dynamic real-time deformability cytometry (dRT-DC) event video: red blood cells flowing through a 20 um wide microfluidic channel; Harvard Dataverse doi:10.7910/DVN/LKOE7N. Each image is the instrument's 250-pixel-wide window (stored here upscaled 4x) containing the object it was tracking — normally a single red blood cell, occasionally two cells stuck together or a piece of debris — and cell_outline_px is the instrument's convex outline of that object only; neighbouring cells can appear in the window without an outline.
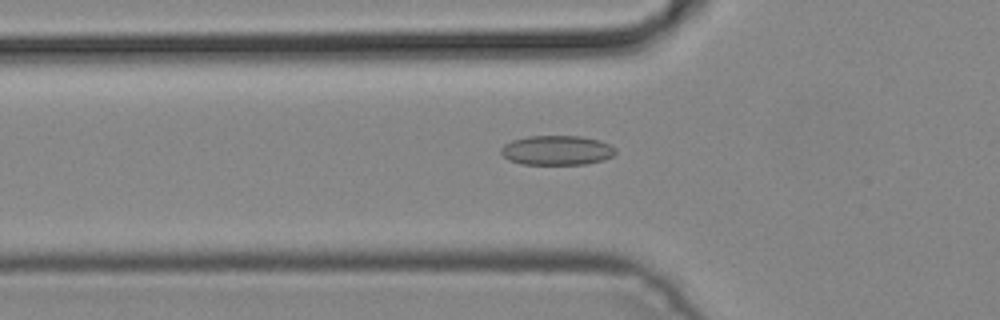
{"species": "common noctule bat (a hibernating species)", "species_latin": "Nyctalus noctula", "temperature_condition": "cold", "stored_images_in_passage": 34, "camera_frame_rate_fps": 3000, "um_per_image_px": 0.085, "animal": {"sex": "male", "body_mass_g": 19.2, "forearm_length_mm": 51.8}, "frame": {"image": 1, "passage_image": 2, "time_ms": 0.333, "image_size_px": [1000, 320], "cell_outline_px": [[616, 152], [612, 156], [604, 160], [584, 164], [520, 164], [508, 160], [500, 152], [500, 148], [504, 144], [512, 140], [528, 136], [580, 136], [600, 140], [616, 148]], "centroid_in_image_um": [47.32, 12.77], "position_along_channel_um": 78.5, "area_um2": 19.83}}
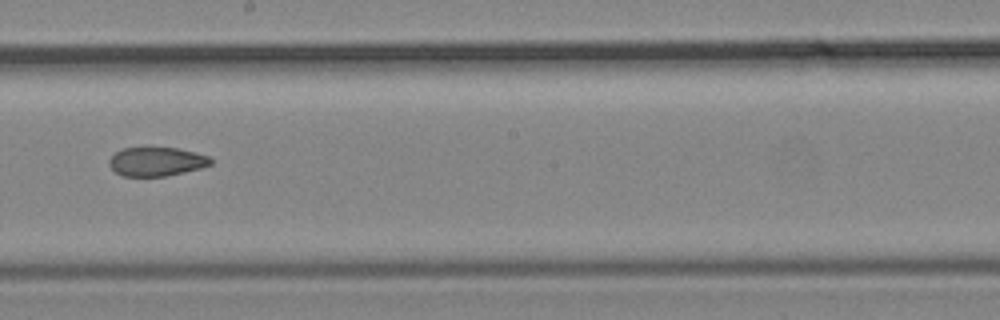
{"frame": {"image": 2, "passage_image": 13, "time_ms": 4.0, "image_size_px": [1000, 320], "cell_outline_px": [[212, 164], [200, 168], [168, 176], [124, 176], [116, 172], [108, 164], [108, 160], [120, 148], [144, 144], [176, 148], [196, 152], [208, 156], [212, 160]], "centroid_in_image_um": [13.26, 13.68], "position_along_channel_um": 234.9, "area_um2": 17.86}}
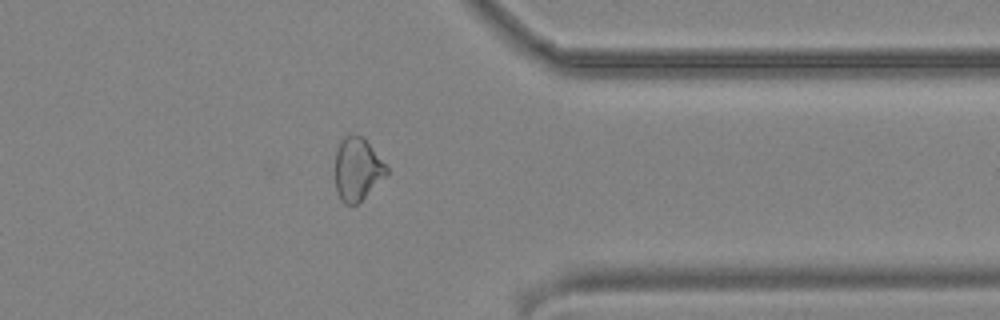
{"frame": {"image": 3, "passage_image": 24, "time_ms": 7.667, "image_size_px": [1000, 320], "cell_outline_px": [[388, 176], [356, 204], [344, 204], [340, 200], [336, 192], [336, 152], [340, 140], [348, 132], [360, 136], [368, 144], [388, 168]], "centroid_in_image_um": [30.36, 14.39], "position_along_channel_um": 381.0, "area_um2": 18.79}}